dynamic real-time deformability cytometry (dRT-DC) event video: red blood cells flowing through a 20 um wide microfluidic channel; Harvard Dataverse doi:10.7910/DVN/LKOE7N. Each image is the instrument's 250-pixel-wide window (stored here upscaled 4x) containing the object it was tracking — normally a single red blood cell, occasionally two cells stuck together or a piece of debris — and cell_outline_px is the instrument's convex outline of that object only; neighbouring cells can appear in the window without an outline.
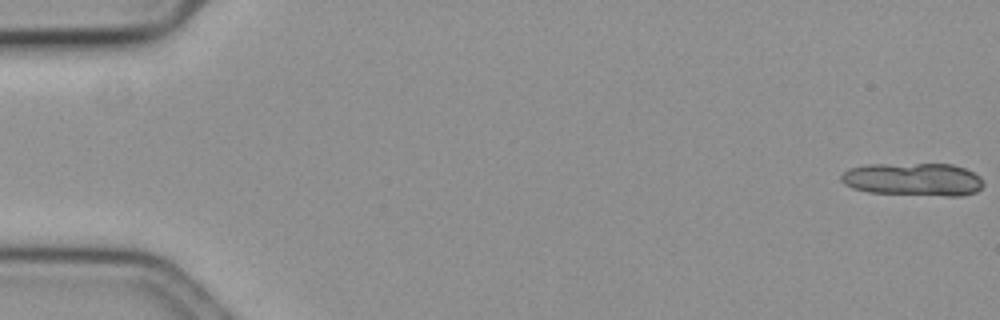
{"species": "common noctule bat (a hibernating species)", "species_latin": "Nyctalus noctula", "temperature_condition": "cold", "stored_images_in_passage": 16, "camera_frame_rate_fps": 3000, "um_per_image_px": 0.085, "animal": {"sex": "female", "body_mass_g": 19.3, "forearm_length_mm": 54.1}, "frame": {"image": 1, "passage_image": 1, "time_ms": 0.0, "image_size_px": [1000, 320], "cell_outline_px": [[984, 184], [976, 192], [960, 196], [948, 196], [868, 192], [852, 188], [844, 184], [840, 180], [840, 176], [848, 168], [868, 164], [952, 164], [964, 168], [980, 176]], "centroid_in_image_um": [77.61, 15.24], "position_along_channel_um": 7.4, "area_um2": 27.46}}